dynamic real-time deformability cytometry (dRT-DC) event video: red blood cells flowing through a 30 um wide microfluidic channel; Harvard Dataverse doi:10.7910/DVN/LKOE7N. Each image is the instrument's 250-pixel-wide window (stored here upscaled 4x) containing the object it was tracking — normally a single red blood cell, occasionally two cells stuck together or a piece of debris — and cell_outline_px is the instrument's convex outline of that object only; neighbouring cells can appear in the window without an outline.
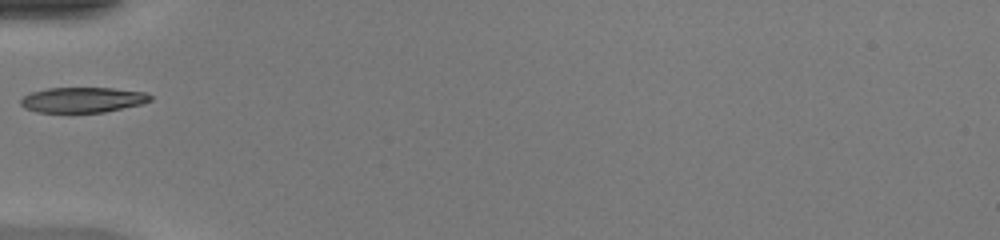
{"species": "common noctule bat (a hibernating species)", "species_latin": "Nyctalus noctula", "temperature_condition": "warm", "stored_images_in_passage": 28, "camera_frame_rate_fps": 3000, "um_per_image_px": 0.085, "animal": {"sex": "female", "body_mass_g": 20.0, "forearm_length_mm": 54.0}, "frame": {"image": 1, "passage_image": 1, "time_ms": 0.0, "image_size_px": [1000, 240], "cell_outline_px": [[152, 100], [140, 104], [104, 112], [36, 112], [24, 108], [20, 104], [20, 100], [24, 96], [32, 92], [48, 88], [112, 88], [144, 92], [152, 96]], "centroid_in_image_um": [7.0, 8.48], "position_along_channel_um": 78.0, "area_um2": 18.96}}
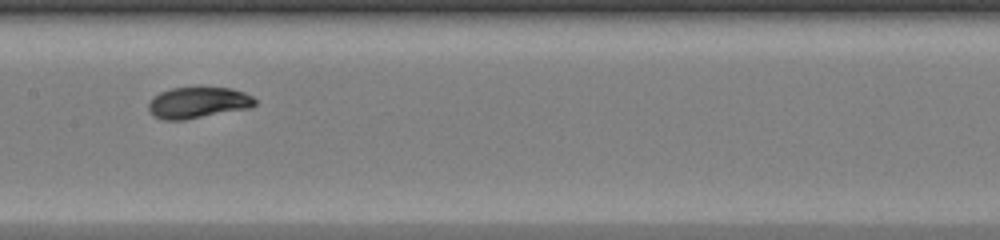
{"frame": {"image": 2, "passage_image": 9, "time_ms": 2.667, "image_size_px": [1000, 240], "cell_outline_px": [[256, 104], [252, 108], [184, 120], [164, 120], [152, 116], [148, 108], [148, 104], [152, 96], [160, 92], [172, 88], [196, 84], [232, 88], [244, 92], [252, 96], [256, 100]], "centroid_in_image_um": [16.84, 8.68], "position_along_channel_um": 190.6, "area_um2": 20.4}}
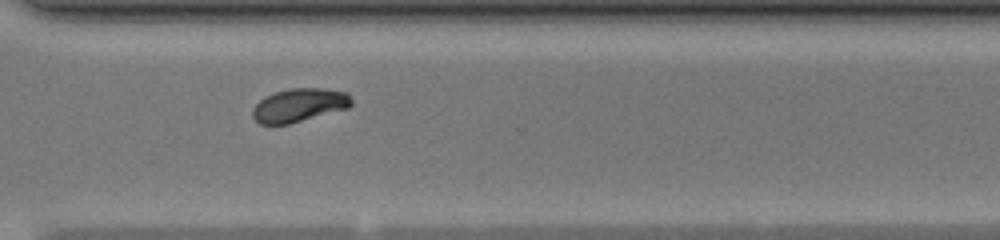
{"frame": {"image": 3, "passage_image": 20, "time_ms": 6.333, "image_size_px": [1000, 240], "cell_outline_px": [[352, 104], [348, 108], [288, 124], [260, 124], [252, 116], [252, 108], [264, 96], [276, 92], [292, 88], [324, 88], [348, 92], [352, 100]], "centroid_in_image_um": [25.44, 8.93], "position_along_channel_um": 345.2, "area_um2": 19.25}}